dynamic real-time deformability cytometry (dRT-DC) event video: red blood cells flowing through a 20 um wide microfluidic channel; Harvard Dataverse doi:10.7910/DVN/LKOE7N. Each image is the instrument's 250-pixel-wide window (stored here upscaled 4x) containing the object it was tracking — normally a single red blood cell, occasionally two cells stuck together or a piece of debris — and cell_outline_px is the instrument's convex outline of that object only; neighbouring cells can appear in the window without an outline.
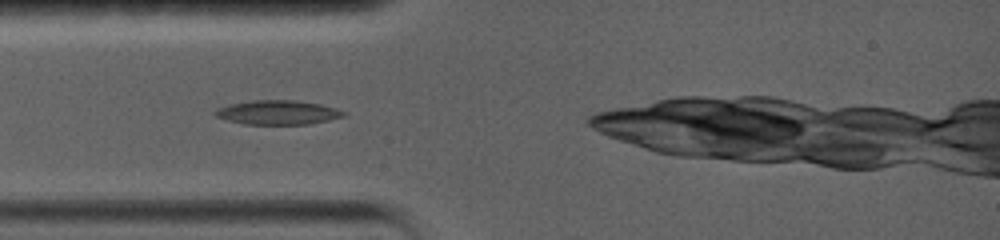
{"species": "common noctule bat (a hibernating species)", "species_latin": "Nyctalus noctula", "temperature_condition": "warm", "stored_images_in_passage": 54, "camera_frame_rate_fps": 5000, "um_per_image_px": 0.085, "animal": {"sex": "female", "body_mass_g": 19.0, "forearm_length_mm": 56.7}, "frame": {"image": 1, "passage_image": 4, "time_ms": 1.2, "image_size_px": [1000, 240], "cell_outline_px": [[348, 116], [308, 124], [244, 124], [228, 120], [216, 116], [212, 112], [216, 108], [232, 104], [252, 100], [296, 100], [320, 104], [336, 108], [348, 112]], "centroid_in_image_um": [23.65, 9.55], "position_along_channel_um": 61.3, "area_um2": 18.21}}
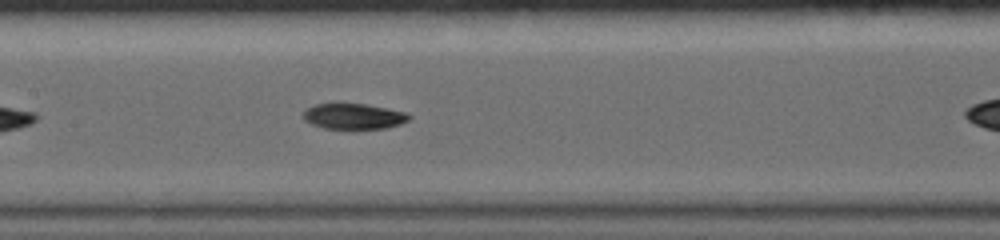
{"frame": {"image": 2, "passage_image": 13, "time_ms": 4.4, "image_size_px": [1000, 240], "cell_outline_px": [[412, 116], [408, 120], [400, 124], [388, 128], [324, 128], [312, 124], [304, 120], [300, 116], [312, 104], [364, 104], [388, 108], [404, 112]], "centroid_in_image_um": [30.04, 9.88], "position_along_channel_um": 177.4, "area_um2": 15.66}}
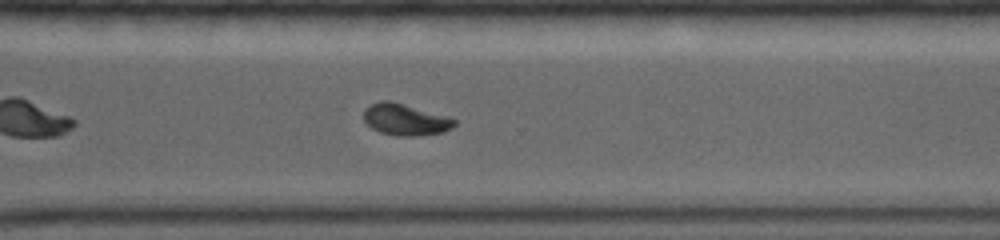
{"frame": {"image": 3, "passage_image": 25, "time_ms": 8.8, "image_size_px": [1000, 240], "cell_outline_px": [[456, 124], [452, 128], [444, 132], [416, 136], [396, 136], [380, 132], [372, 128], [364, 120], [364, 108], [380, 100], [388, 100], [448, 116], [456, 120]], "centroid_in_image_um": [34.46, 10.17], "position_along_channel_um": 336.1, "area_um2": 16.65}, "authors_computed_cell_mechanics": {"area_um2": 16.6464, "velocity_mm_per_s": 3.6075, "shape_relaxation_time_tau1_ms": 9.0759, "shape_relaxation_time_tau2_ms": null, "deformation_change_tau1": 0.2432, "deformation_change_tau2": null}}